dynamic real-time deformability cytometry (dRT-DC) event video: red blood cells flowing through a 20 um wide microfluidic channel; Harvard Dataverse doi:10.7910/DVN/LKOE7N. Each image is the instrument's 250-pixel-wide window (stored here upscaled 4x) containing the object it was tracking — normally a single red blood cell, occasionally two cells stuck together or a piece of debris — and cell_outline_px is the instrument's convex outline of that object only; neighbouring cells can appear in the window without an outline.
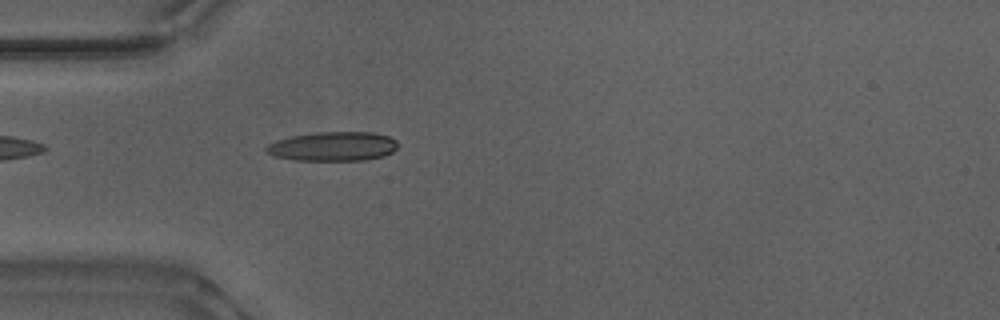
{"species": "Egyptian fruit bat (a non-hibernating species)", "species_latin": "Rousettus aegyptiacus", "temperature_condition": "warm", "stored_images_in_passage": 43, "camera_frame_rate_fps": 3000, "um_per_image_px": 0.085, "animal": {"sex": "male"}, "frame": {"image": 1, "passage_image": 6, "time_ms": 1.667, "image_size_px": [1000, 320], "cell_outline_px": [[396, 148], [392, 152], [384, 156], [364, 160], [296, 160], [276, 156], [268, 152], [264, 148], [268, 144], [276, 140], [292, 136], [316, 132], [372, 132], [388, 136], [396, 140]], "centroid_in_image_um": [28.31, 12.44], "position_along_channel_um": 56.7, "area_um2": 22.25}}
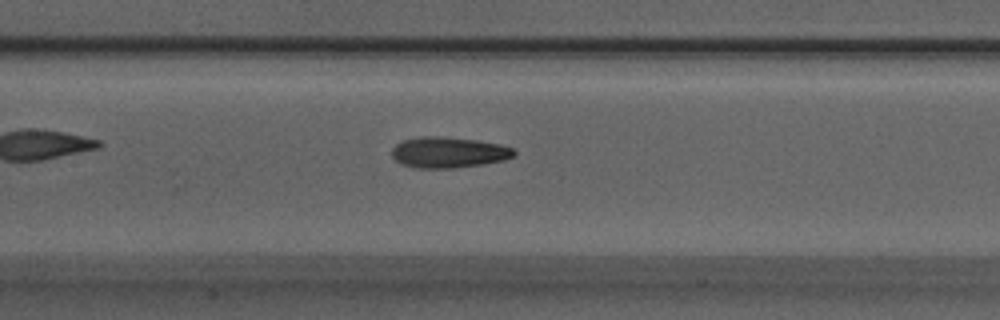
{"frame": {"image": 2, "passage_image": 15, "time_ms": 4.667, "image_size_px": [1000, 320], "cell_outline_px": [[516, 152], [512, 156], [504, 160], [484, 164], [452, 168], [416, 168], [400, 164], [392, 156], [392, 148], [396, 144], [404, 140], [424, 136], [436, 136], [476, 140], [500, 144], [512, 148]], "centroid_in_image_um": [38.11, 12.96], "position_along_channel_um": 169.3, "area_um2": 21.85}}
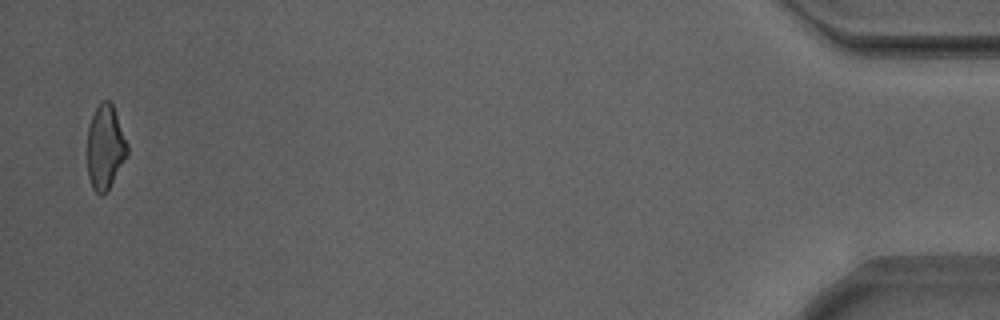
{"frame": {"image": 3, "passage_image": 42, "time_ms": 13.667, "image_size_px": [1000, 320], "cell_outline_px": [[128, 156], [108, 188], [100, 196], [92, 188], [88, 176], [88, 128], [92, 116], [100, 100], [108, 100], [112, 104], [128, 144]], "centroid_in_image_um": [8.95, 12.5], "position_along_channel_um": 426.3, "area_um2": 19.48}, "authors_computed_cell_mechanics": {"area_um2": 20.9236, "velocity_mm_per_s": 3.9027, "shape_relaxation_time_tau1_ms": 7.5715, "shape_relaxation_time_tau2_ms": 3.9696, "deformation_change_tau1": 0.2002, "deformation_change_tau2": 0.1417}}